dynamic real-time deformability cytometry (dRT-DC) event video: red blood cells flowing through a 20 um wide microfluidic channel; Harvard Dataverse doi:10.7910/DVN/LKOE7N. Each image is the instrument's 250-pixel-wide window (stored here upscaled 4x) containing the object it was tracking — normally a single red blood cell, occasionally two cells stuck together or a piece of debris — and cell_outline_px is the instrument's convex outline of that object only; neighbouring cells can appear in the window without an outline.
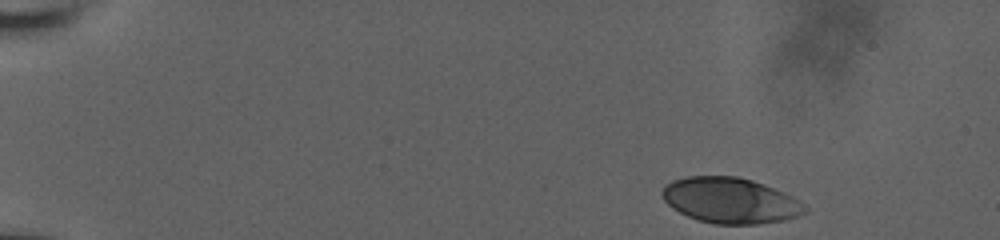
{"species": "human", "species_latin": "Homo sapiens", "temperature_condition": "room temperature", "stored_images_in_passage": 50, "camera_frame_rate_fps": 3000, "um_per_image_px": 0.085, "donor": {"sex": "male"}, "frame": {"image": 1, "passage_image": 1, "time_ms": 0.0, "image_size_px": [1000, 240], "cell_outline_px": [[808, 212], [784, 220], [756, 224], [716, 224], [700, 220], [688, 216], [672, 208], [664, 200], [660, 192], [672, 180], [688, 176], [736, 176], [752, 180], [764, 184], [792, 196], [808, 208]], "centroid_in_image_um": [62.08, 17.03], "position_along_channel_um": 22.9, "area_um2": 37.74}}
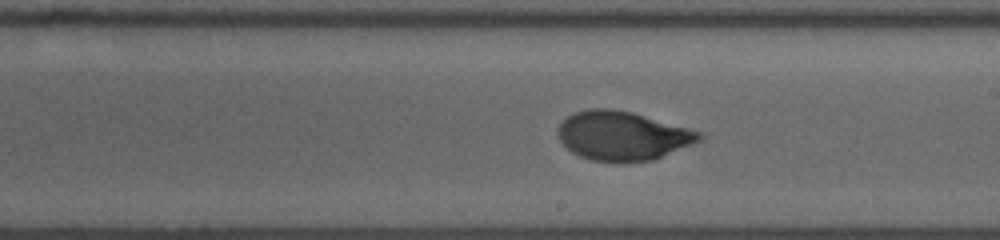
{"frame": {"image": 2, "passage_image": 28, "time_ms": 9.0, "image_size_px": [1000, 240], "cell_outline_px": [[704, 140], [652, 160], [624, 164], [592, 160], [580, 156], [572, 152], [560, 140], [556, 132], [560, 124], [568, 116], [576, 112], [588, 108], [612, 108], [632, 112], [700, 132], [704, 136]], "centroid_in_image_um": [52.92, 11.56], "position_along_channel_um": 236.1, "area_um2": 40.58}}
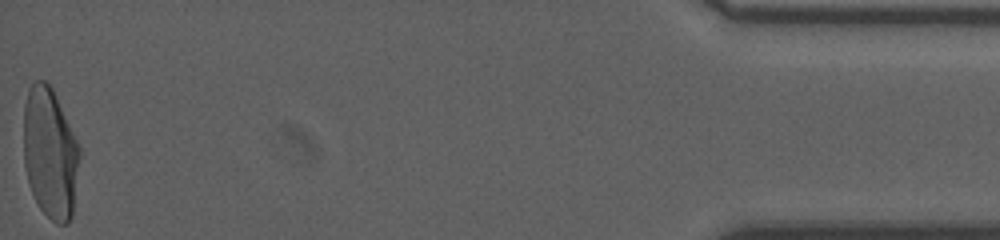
{"frame": {"image": 3, "passage_image": 50, "time_ms": 16.333, "image_size_px": [1000, 240], "cell_outline_px": [[80, 156], [72, 216], [68, 224], [56, 224], [40, 208], [28, 184], [24, 164], [24, 104], [28, 88], [36, 80], [44, 80], [52, 88], [80, 148]], "centroid_in_image_um": [4.25, 13.03], "position_along_channel_um": 431.0, "area_um2": 42.54}, "authors_computed_cell_mechanics": {"area_um2": 40.2288, "velocity_mm_per_s": 3.822, "shape_relaxation_time_tau1_ms": 4.3051, "shape_relaxation_time_tau2_ms": null, "deformation_change_tau1": 0.1994, "deformation_change_tau2": null}}